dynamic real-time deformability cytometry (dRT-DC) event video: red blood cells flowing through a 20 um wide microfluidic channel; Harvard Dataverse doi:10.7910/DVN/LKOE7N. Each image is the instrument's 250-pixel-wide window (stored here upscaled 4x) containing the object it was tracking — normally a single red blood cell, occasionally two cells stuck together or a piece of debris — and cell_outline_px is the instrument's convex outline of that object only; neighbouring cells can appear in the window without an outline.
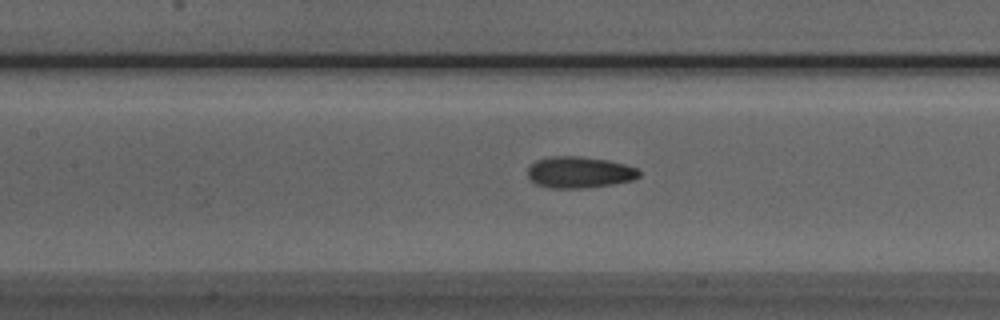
{"species": "Egyptian fruit bat (a non-hibernating species)", "species_latin": "Rousettus aegyptiacus", "temperature_condition": "room temperature", "stored_images_in_passage": 51, "camera_frame_rate_fps": 3000, "um_per_image_px": 0.085, "animal": {"sex": "male"}, "frame": {"image": 1, "passage_image": 23, "time_ms": 7.333, "image_size_px": [1000, 320], "cell_outline_px": [[640, 176], [632, 180], [612, 184], [584, 188], [548, 188], [536, 184], [528, 180], [528, 168], [536, 160], [552, 156], [580, 156], [608, 160], [624, 164], [636, 168], [640, 172]], "centroid_in_image_um": [49.21, 14.65], "position_along_channel_um": 158.2, "area_um2": 20.46}}
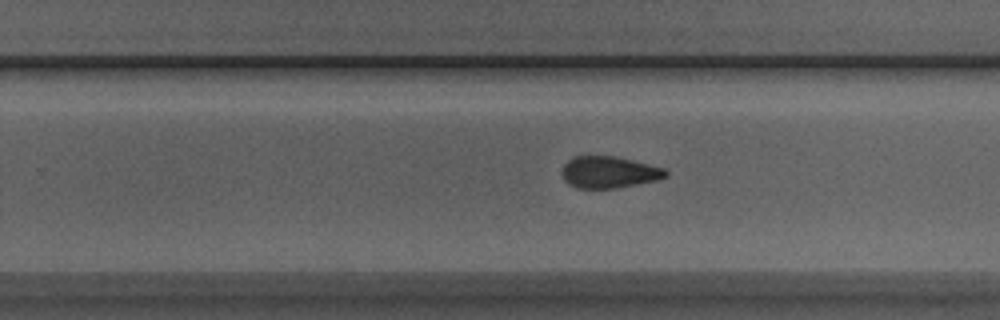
{"frame": {"image": 2, "passage_image": 32, "time_ms": 10.333, "image_size_px": [1000, 320], "cell_outline_px": [[668, 176], [660, 180], [616, 188], [576, 188], [568, 184], [564, 180], [564, 164], [572, 156], [616, 156], [664, 168], [668, 172]], "centroid_in_image_um": [51.8, 14.64], "position_along_channel_um": 278.0, "area_um2": 19.19}}
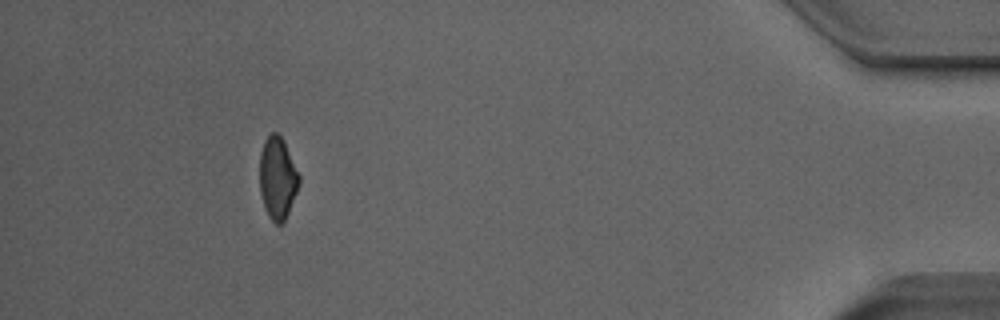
{"frame": {"image": 3, "passage_image": 47, "time_ms": 15.333, "image_size_px": [1000, 320], "cell_outline_px": [[300, 184], [288, 212], [284, 220], [280, 224], [276, 224], [268, 216], [264, 208], [260, 192], [260, 152], [264, 140], [272, 132], [276, 132], [280, 136], [300, 176]], "centroid_in_image_um": [23.57, 15.16], "position_along_channel_um": 411.6, "area_um2": 18.61}, "authors_computed_cell_mechanics": {"area_um2": 19.5942, "velocity_mm_per_s": 4.0122, "shape_relaxation_time_tau1_ms": null, "shape_relaxation_time_tau2_ms": 2.8877, "deformation_change_tau1": null, "deformation_change_tau2": 0.0934}}